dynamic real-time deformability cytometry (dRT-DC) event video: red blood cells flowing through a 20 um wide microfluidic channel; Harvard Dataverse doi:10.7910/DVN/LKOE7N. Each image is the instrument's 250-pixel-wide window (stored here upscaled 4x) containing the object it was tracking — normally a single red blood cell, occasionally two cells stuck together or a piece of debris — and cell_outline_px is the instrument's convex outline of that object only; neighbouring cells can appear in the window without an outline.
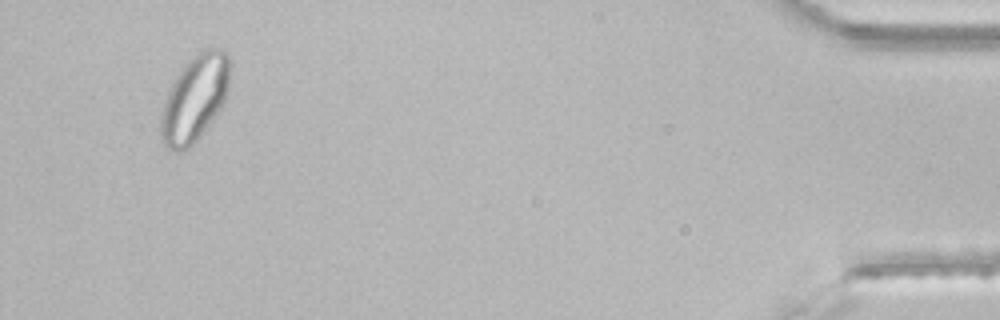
{"species": "common noctule bat (a hibernating species)", "species_latin": "Nyctalus noctula", "temperature_condition": "room temperature", "stored_images_in_passage": 33, "segment_of_instrument_passage": [2, 2], "camera_frame_rate_fps": 3000, "um_per_image_px": 0.085, "animal": {"sex": "male", "body_mass_g": 21.5, "forearm_length_mm": 52.0}, "frame": {"image": 1, "passage_image": 31, "time_ms": 10.0, "image_size_px": [1000, 320], "cell_outline_px": [[232, 64], [228, 88], [224, 104], [200, 136], [184, 152], [176, 152], [168, 148], [160, 140], [160, 120], [164, 100], [176, 76], [188, 60], [196, 52], [204, 48], [220, 48], [228, 52]], "centroid_in_image_um": [16.57, 8.34], "position_along_channel_um": 418.6, "area_um2": 35.26}}